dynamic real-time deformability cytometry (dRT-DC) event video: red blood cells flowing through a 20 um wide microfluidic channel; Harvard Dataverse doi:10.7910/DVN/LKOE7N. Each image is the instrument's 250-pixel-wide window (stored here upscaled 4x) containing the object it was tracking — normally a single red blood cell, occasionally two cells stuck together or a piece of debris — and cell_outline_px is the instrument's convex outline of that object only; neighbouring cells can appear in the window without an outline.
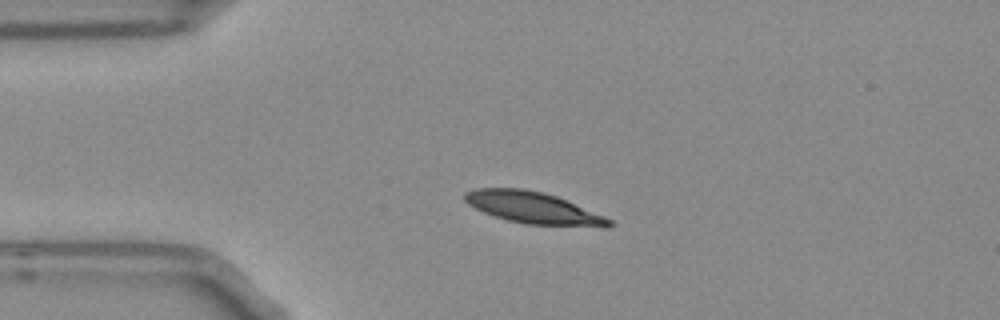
{"species": "Egyptian fruit bat (a non-hibernating species)", "species_latin": "Rousettus aegyptiacus", "temperature_condition": "room temperature", "stored_images_in_passage": 3, "camera_frame_rate_fps": 3000, "um_per_image_px": 0.085, "frame": {"image": 1, "passage_image": 2, "time_ms": 0.333, "image_size_px": [1000, 320], "cell_outline_px": [[612, 224], [608, 228], [524, 224], [508, 220], [484, 212], [468, 204], [464, 200], [464, 192], [476, 188], [524, 188], [544, 192], [556, 196], [604, 216], [612, 220]], "centroid_in_image_um": [45.34, 17.67], "position_along_channel_um": 39.7, "area_um2": 26.7}}